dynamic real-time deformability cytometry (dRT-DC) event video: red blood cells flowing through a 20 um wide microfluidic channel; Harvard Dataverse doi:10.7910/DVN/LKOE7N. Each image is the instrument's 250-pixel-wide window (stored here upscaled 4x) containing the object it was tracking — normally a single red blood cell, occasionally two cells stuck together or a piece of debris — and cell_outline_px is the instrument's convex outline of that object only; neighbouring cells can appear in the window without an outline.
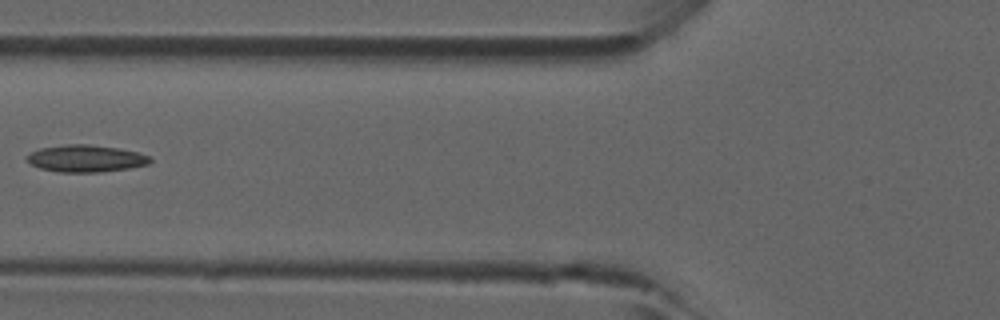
{"species": "common noctule bat (a hibernating species)", "species_latin": "Nyctalus noctula", "temperature_condition": "room temperature", "stored_images_in_passage": 6, "camera_frame_rate_fps": 3000, "um_per_image_px": 0.085, "animal": {"sex": "male", "forearm_length_mm": 52.5}, "frame": {"image": 1, "passage_image": 6, "time_ms": 1.667, "image_size_px": [1000, 320], "cell_outline_px": [[152, 160], [148, 164], [128, 168], [100, 172], [56, 172], [40, 168], [32, 164], [24, 156], [40, 148], [68, 144], [88, 144], [120, 148], [136, 152], [148, 156]], "centroid_in_image_um": [7.28, 13.47], "position_along_channel_um": 118.5, "area_um2": 19.31}}